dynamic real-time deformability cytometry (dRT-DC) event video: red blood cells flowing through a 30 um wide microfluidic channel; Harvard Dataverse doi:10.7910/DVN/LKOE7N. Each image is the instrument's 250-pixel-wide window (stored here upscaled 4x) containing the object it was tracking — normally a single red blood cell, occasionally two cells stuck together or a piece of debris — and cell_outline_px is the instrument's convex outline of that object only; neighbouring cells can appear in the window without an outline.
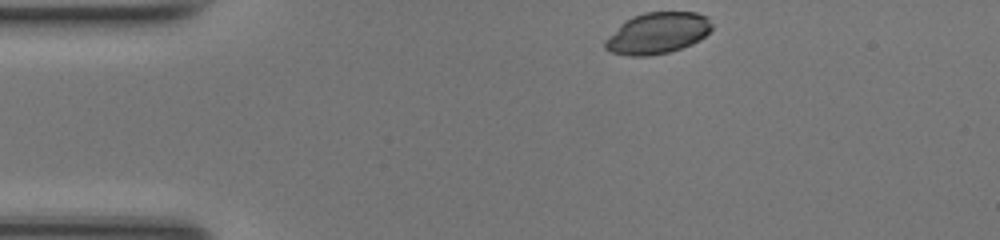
{"species": "common noctule bat (a hibernating species)", "species_latin": "Nyctalus noctula", "temperature_condition": "room temperature", "stored_images_in_passage": 41, "camera_frame_rate_fps": 3000, "um_per_image_px": 0.085, "animal": {"sex": "female", "body_mass_g": 17.0, "forearm_length_mm": 48.0}, "frame": {"image": 1, "passage_image": 1, "time_ms": 0.0, "image_size_px": [1000, 240], "cell_outline_px": [[712, 28], [700, 40], [692, 44], [668, 52], [648, 56], [628, 56], [612, 52], [604, 48], [604, 40], [620, 24], [632, 16], [644, 12], [696, 12], [708, 16], [712, 24]], "centroid_in_image_um": [55.88, 2.81], "position_along_channel_um": 29.1, "area_um2": 25.78}}
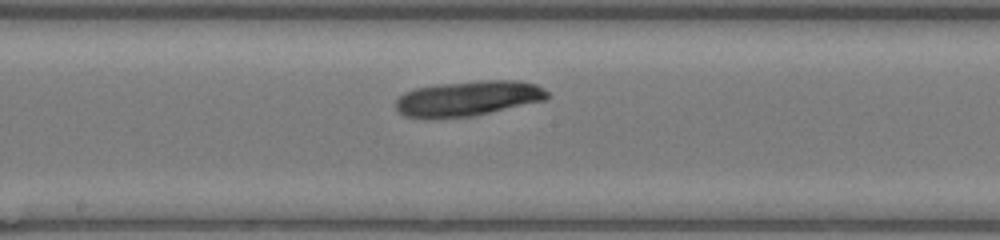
{"frame": {"image": 2, "passage_image": 18, "time_ms": 5.667, "image_size_px": [1000, 240], "cell_outline_px": [[548, 96], [544, 100], [472, 116], [432, 120], [424, 120], [404, 116], [396, 108], [396, 100], [404, 92], [416, 88], [440, 84], [484, 80], [516, 80], [536, 84], [544, 88], [548, 92]], "centroid_in_image_um": [39.73, 8.39], "position_along_channel_um": 208.5, "area_um2": 31.33}}
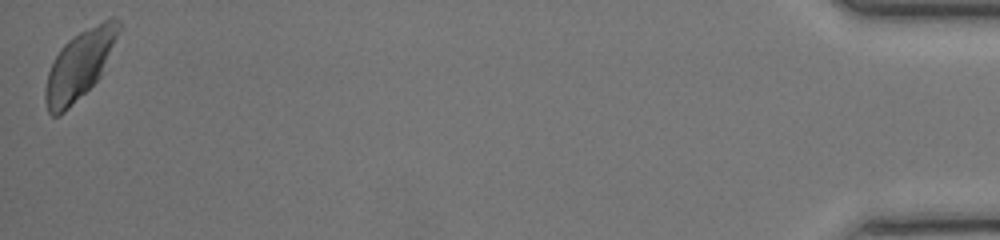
{"frame": {"image": 3, "passage_image": 41, "time_ms": 13.333, "image_size_px": [1000, 240], "cell_outline_px": [[120, 28], [100, 76], [60, 116], [52, 116], [48, 112], [44, 100], [44, 88], [48, 72], [60, 48], [72, 36], [112, 16], [116, 16], [120, 20]], "centroid_in_image_um": [6.72, 5.52], "position_along_channel_um": 428.5, "area_um2": 28.67}, "authors_computed_cell_mechanics": {"area_um2": 29.8248, "velocity_mm_per_s": 4.1897, "shape_relaxation_time_tau1_ms": 0.5214, "shape_relaxation_time_tau2_ms": null, "deformation_change_tau1": null, "deformation_change_tau2": null}}